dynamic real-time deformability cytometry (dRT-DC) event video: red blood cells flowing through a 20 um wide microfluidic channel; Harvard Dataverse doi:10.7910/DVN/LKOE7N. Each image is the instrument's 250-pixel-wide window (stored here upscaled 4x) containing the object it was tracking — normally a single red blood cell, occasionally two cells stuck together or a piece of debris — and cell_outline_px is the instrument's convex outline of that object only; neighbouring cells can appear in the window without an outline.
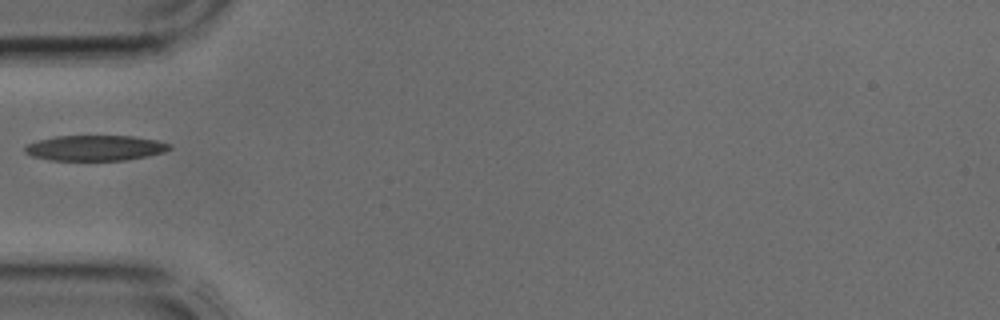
{"species": "common noctule bat (a hibernating species)", "species_latin": "Nyctalus noctula", "temperature_condition": "cold", "stored_images_in_passage": 1, "camera_frame_rate_fps": 3000, "um_per_image_px": 0.085, "animal": {"sex": "male", "body_mass_g": 17.9, "forearm_length_mm": 54.2}, "frame": {"image": 1, "passage_image": 1, "time_ms": 0.0, "image_size_px": [1000, 320], "cell_outline_px": [[172, 148], [164, 152], [148, 156], [124, 160], [52, 160], [32, 156], [24, 152], [24, 148], [28, 144], [36, 140], [56, 136], [132, 136], [156, 140], [172, 144]], "centroid_in_image_um": [8.1, 12.57], "position_along_channel_um": 76.9, "area_um2": 21.44}}